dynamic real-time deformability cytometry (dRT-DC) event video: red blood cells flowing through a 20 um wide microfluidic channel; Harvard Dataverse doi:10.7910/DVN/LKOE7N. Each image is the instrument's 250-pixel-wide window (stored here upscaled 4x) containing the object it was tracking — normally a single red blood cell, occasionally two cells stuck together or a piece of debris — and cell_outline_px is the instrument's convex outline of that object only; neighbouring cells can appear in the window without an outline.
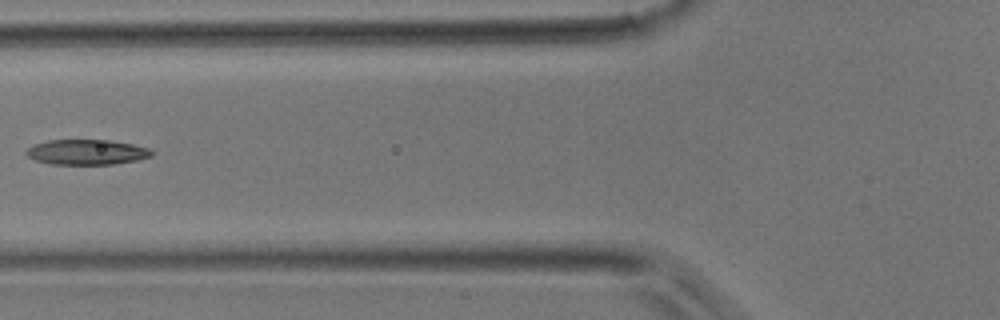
{"species": "common noctule bat (a hibernating species)", "species_latin": "Nyctalus noctula", "temperature_condition": "room temperature", "stored_images_in_passage": 5, "camera_frame_rate_fps": 3000, "um_per_image_px": 0.085, "animal": {"sex": "male", "body_mass_g": 17.9}, "frame": {"image": 1, "passage_image": 5, "time_ms": 4.667, "image_size_px": [1000, 320], "cell_outline_px": [[156, 152], [152, 156], [136, 160], [112, 164], [52, 164], [36, 160], [28, 156], [24, 152], [28, 148], [36, 144], [48, 140], [112, 140], [152, 148]], "centroid_in_image_um": [7.43, 12.92], "position_along_channel_um": 118.4, "area_um2": 18.44}}